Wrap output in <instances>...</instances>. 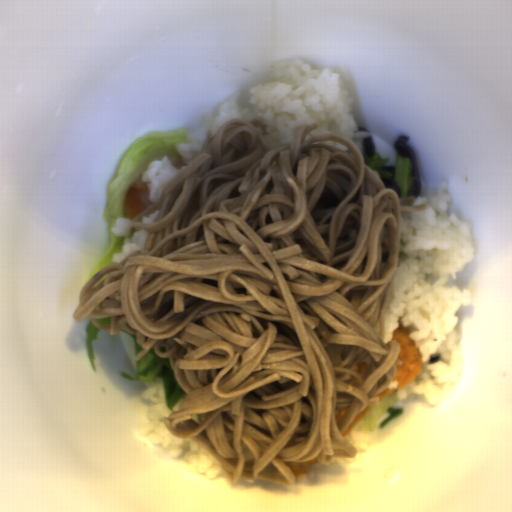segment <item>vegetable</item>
<instances>
[{"label": "vegetable", "mask_w": 512, "mask_h": 512, "mask_svg": "<svg viewBox=\"0 0 512 512\" xmlns=\"http://www.w3.org/2000/svg\"><path fill=\"white\" fill-rule=\"evenodd\" d=\"M190 133L187 128L155 130L140 135L129 144L106 189L103 217L108 232L107 246L88 280L105 266L114 264L113 253L122 250L125 244L124 239L117 236L112 228L118 217H128L124 204L130 186L142 184L143 174L151 162L175 152L177 144L191 143Z\"/></svg>", "instance_id": "1"}, {"label": "vegetable", "mask_w": 512, "mask_h": 512, "mask_svg": "<svg viewBox=\"0 0 512 512\" xmlns=\"http://www.w3.org/2000/svg\"><path fill=\"white\" fill-rule=\"evenodd\" d=\"M136 376L131 377L120 371V375L128 381L145 382L149 386L157 380L163 383L167 407L174 409L178 401L187 393L178 383L170 359L161 358L151 348L144 356L136 361Z\"/></svg>", "instance_id": "2"}, {"label": "vegetable", "mask_w": 512, "mask_h": 512, "mask_svg": "<svg viewBox=\"0 0 512 512\" xmlns=\"http://www.w3.org/2000/svg\"><path fill=\"white\" fill-rule=\"evenodd\" d=\"M399 401L396 392L379 397V405H372L368 412L355 424L370 432L386 428L404 411Z\"/></svg>", "instance_id": "3"}, {"label": "vegetable", "mask_w": 512, "mask_h": 512, "mask_svg": "<svg viewBox=\"0 0 512 512\" xmlns=\"http://www.w3.org/2000/svg\"><path fill=\"white\" fill-rule=\"evenodd\" d=\"M393 167H395L394 181L400 189V197L414 196L415 185L411 176V159L401 158L397 153L394 157Z\"/></svg>", "instance_id": "4"}, {"label": "vegetable", "mask_w": 512, "mask_h": 512, "mask_svg": "<svg viewBox=\"0 0 512 512\" xmlns=\"http://www.w3.org/2000/svg\"><path fill=\"white\" fill-rule=\"evenodd\" d=\"M374 150H375V154L373 157H367L363 147L361 150V154H362L365 164L369 167V169L372 172H378L381 177V181H382L384 178L392 175L389 172L382 170V167H384V166H392L391 159L389 156L377 152L375 148H374Z\"/></svg>", "instance_id": "5"}, {"label": "vegetable", "mask_w": 512, "mask_h": 512, "mask_svg": "<svg viewBox=\"0 0 512 512\" xmlns=\"http://www.w3.org/2000/svg\"><path fill=\"white\" fill-rule=\"evenodd\" d=\"M102 330L96 326H94L93 322H91V319L88 320L86 326H85V346L87 351V357L88 361L93 369V371L96 372V364H95V350L93 343L96 339H98L97 333Z\"/></svg>", "instance_id": "6"}, {"label": "vegetable", "mask_w": 512, "mask_h": 512, "mask_svg": "<svg viewBox=\"0 0 512 512\" xmlns=\"http://www.w3.org/2000/svg\"><path fill=\"white\" fill-rule=\"evenodd\" d=\"M119 332L120 333H125L127 336H129L131 339H134V351H135V357L138 355V353L141 351V350H144L141 345L139 343H137L136 341V335H132L131 333H129L128 331L124 330V329H119Z\"/></svg>", "instance_id": "7"}]
</instances>
